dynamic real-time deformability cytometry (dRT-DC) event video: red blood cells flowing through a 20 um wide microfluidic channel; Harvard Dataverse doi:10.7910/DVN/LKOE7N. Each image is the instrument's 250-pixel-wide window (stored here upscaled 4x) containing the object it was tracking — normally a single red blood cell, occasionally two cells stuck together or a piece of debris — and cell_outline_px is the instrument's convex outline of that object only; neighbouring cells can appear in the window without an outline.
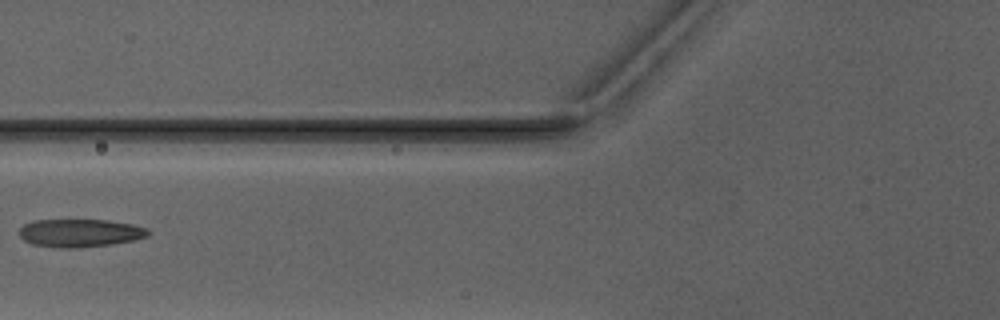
{"species": "Egyptian fruit bat (a non-hibernating species)", "species_latin": "Rousettus aegyptiacus", "temperature_condition": "warm", "stored_images_in_passage": 3, "camera_frame_rate_fps": 3000, "um_per_image_px": 0.085, "animal": {"sex": "male"}, "frame": {"image": 1, "passage_image": 3, "time_ms": 2.333, "image_size_px": [1000, 320], "cell_outline_px": [[152, 232], [148, 236], [132, 240], [112, 244], [76, 248], [60, 248], [32, 244], [24, 240], [20, 236], [20, 228], [24, 224], [32, 220], [108, 220], [132, 224], [148, 228]], "centroid_in_image_um": [6.81, 19.8], "position_along_channel_um": 119.0, "area_um2": 21.1}}